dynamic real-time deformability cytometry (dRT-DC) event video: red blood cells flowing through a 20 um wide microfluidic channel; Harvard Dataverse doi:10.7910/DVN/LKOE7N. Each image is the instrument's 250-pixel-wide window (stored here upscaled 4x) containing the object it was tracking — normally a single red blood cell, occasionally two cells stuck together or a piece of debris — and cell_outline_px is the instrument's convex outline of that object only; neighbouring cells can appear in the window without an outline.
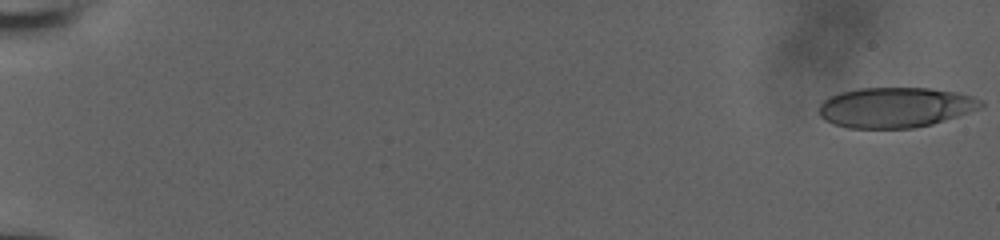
{"species": "human", "species_latin": "Homo sapiens", "temperature_condition": "room temperature", "stored_images_in_passage": 57, "camera_frame_rate_fps": 3000, "um_per_image_px": 0.085, "donor": {"sex": "male"}, "frame": {"image": 1, "passage_image": 1, "time_ms": 0.0, "image_size_px": [1000, 240], "cell_outline_px": [[984, 104], [980, 108], [932, 124], [912, 128], [848, 128], [824, 120], [820, 116], [820, 104], [828, 96], [840, 92], [860, 88], [928, 88], [956, 92], [972, 96], [980, 100]], "centroid_in_image_um": [76.08, 9.12], "position_along_channel_um": 8.9, "area_um2": 37.74}}
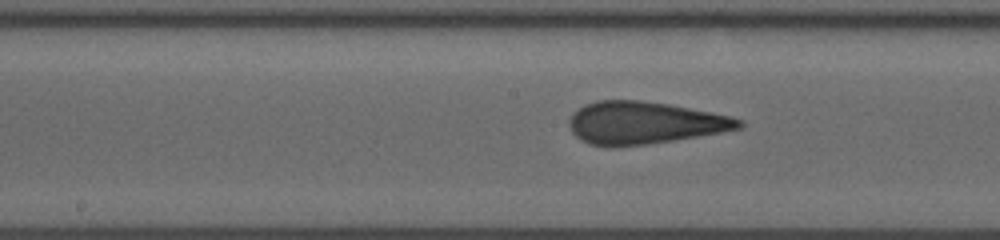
{"frame": {"image": 2, "passage_image": 32, "time_ms": 10.333, "image_size_px": [1000, 240], "cell_outline_px": [[744, 124], [740, 128], [700, 136], [648, 144], [588, 144], [580, 140], [572, 132], [568, 124], [568, 120], [572, 112], [584, 104], [596, 100], [640, 100], [668, 104], [712, 112], [744, 120]], "centroid_in_image_um": [54.75, 10.41], "position_along_channel_um": 193.4, "area_um2": 41.44}}
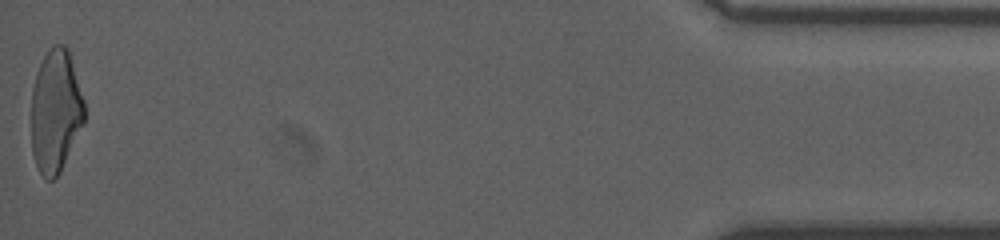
{"frame": {"image": 3, "passage_image": 57, "time_ms": 18.667, "image_size_px": [1000, 240], "cell_outline_px": [[84, 124], [60, 172], [52, 180], [44, 180], [36, 164], [32, 152], [32, 88], [36, 72], [48, 48], [52, 44], [64, 44], [68, 48], [84, 100]], "centroid_in_image_um": [4.73, 9.43], "position_along_channel_um": 430.5, "area_um2": 38.21}, "authors_computed_cell_mechanics": {"area_um2": 40.749, "velocity_mm_per_s": 3.856, "shape_relaxation_time_tau1_ms": null, "shape_relaxation_time_tau2_ms": 0.9669, "deformation_change_tau1": null, "deformation_change_tau2": 0.1009}}